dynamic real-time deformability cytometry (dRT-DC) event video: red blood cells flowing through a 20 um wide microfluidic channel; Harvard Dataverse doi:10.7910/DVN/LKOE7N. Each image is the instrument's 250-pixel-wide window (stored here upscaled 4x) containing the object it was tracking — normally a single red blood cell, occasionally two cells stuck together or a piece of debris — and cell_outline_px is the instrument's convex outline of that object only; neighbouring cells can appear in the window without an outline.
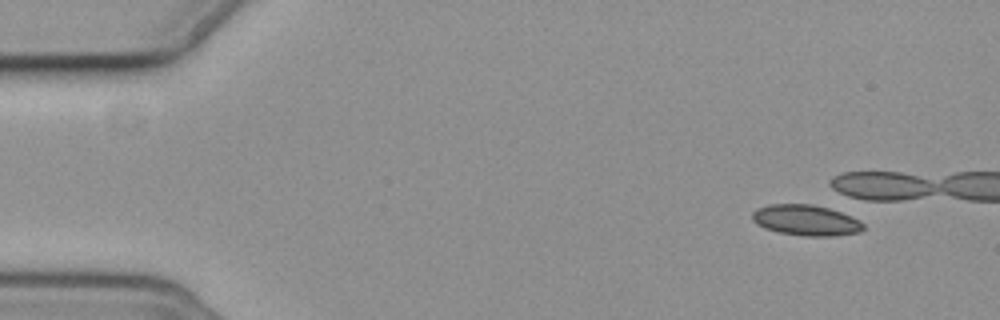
{"species": "common noctule bat (a hibernating species)", "species_latin": "Nyctalus noctula", "temperature_condition": "cold", "stored_images_in_passage": 4, "camera_frame_rate_fps": 3000, "um_per_image_px": 0.085, "animal": {"sex": "female", "body_mass_g": 19.3, "forearm_length_mm": 54.1}, "frame": {"image": 1, "passage_image": 1, "time_ms": 0.0, "image_size_px": [1000, 320], "cell_outline_px": [[864, 228], [860, 232], [836, 236], [804, 236], [780, 232], [764, 228], [756, 224], [752, 220], [752, 212], [756, 208], [768, 204], [812, 204], [828, 208], [840, 212], [860, 220], [864, 224]], "centroid_in_image_um": [68.49, 18.72], "position_along_channel_um": 16.5, "area_um2": 20.0}}